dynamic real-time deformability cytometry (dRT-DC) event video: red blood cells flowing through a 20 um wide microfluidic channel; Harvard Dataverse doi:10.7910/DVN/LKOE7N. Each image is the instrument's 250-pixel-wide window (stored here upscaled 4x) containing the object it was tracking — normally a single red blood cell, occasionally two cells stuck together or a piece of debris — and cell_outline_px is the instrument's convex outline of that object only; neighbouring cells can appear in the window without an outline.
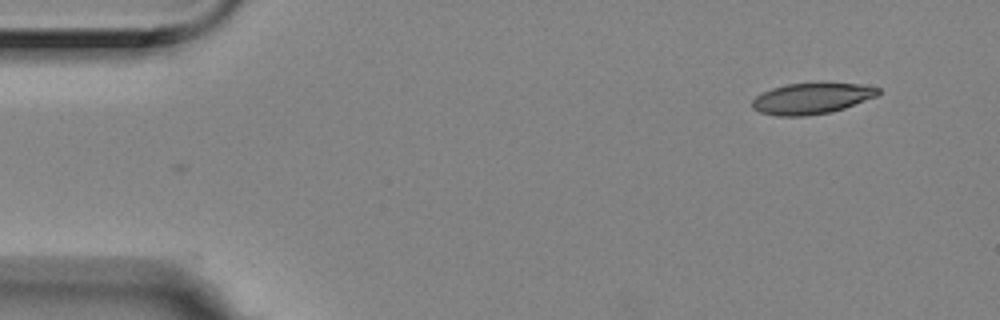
{"species": "Egyptian fruit bat (a non-hibernating species)", "species_latin": "Rousettus aegyptiacus", "temperature_condition": "room temperature", "stored_images_in_passage": 46, "camera_frame_rate_fps": 3000, "um_per_image_px": 0.085, "animal": {"sex": "female"}, "frame": {"image": 1, "passage_image": 1, "time_ms": 0.0, "image_size_px": [1000, 320], "cell_outline_px": [[880, 92], [876, 96], [844, 108], [832, 112], [804, 116], [776, 116], [760, 112], [752, 108], [752, 100], [756, 96], [772, 88], [788, 84], [860, 84], [880, 88]], "centroid_in_image_um": [68.96, 8.39], "position_along_channel_um": 16.0, "area_um2": 22.37}}
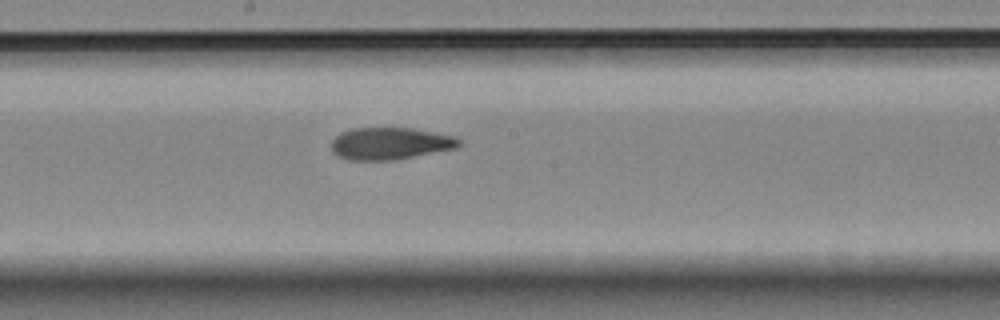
{"frame": {"image": 2, "passage_image": 26, "time_ms": 8.333, "image_size_px": [1000, 320], "cell_outline_px": [[460, 144], [456, 148], [396, 160], [348, 160], [336, 156], [332, 152], [332, 140], [340, 132], [352, 128], [412, 128], [436, 132], [456, 136], [460, 140]], "centroid_in_image_um": [33.15, 12.2], "position_along_channel_um": 215.1, "area_um2": 24.1}}
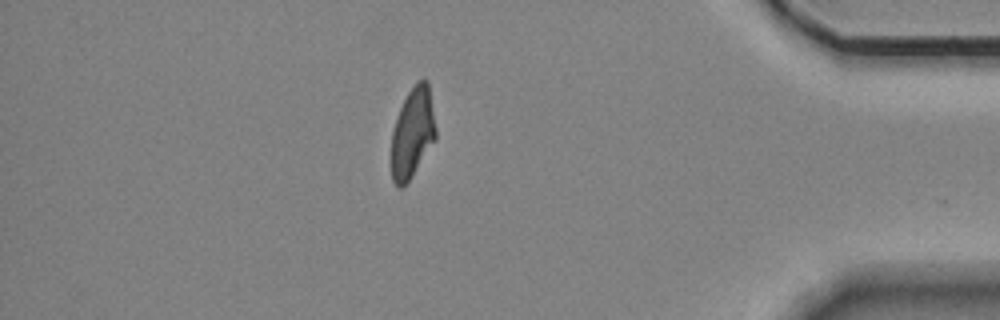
{"frame": {"image": 3, "passage_image": 45, "time_ms": 14.667, "image_size_px": [1000, 320], "cell_outline_px": [[436, 140], [412, 176], [400, 188], [392, 180], [392, 132], [400, 108], [408, 92], [416, 80], [424, 76], [428, 80], [436, 128]], "centroid_in_image_um": [35.09, 11.23], "position_along_channel_um": 400.1, "area_um2": 23.35}, "authors_computed_cell_mechanics": {"area_um2": 24.1315, "velocity_mm_per_s": 3.5307, "shape_relaxation_time_tau1_ms": null, "shape_relaxation_time_tau2_ms": 4.4798, "deformation_change_tau1": null, "deformation_change_tau2": 0.1161}}